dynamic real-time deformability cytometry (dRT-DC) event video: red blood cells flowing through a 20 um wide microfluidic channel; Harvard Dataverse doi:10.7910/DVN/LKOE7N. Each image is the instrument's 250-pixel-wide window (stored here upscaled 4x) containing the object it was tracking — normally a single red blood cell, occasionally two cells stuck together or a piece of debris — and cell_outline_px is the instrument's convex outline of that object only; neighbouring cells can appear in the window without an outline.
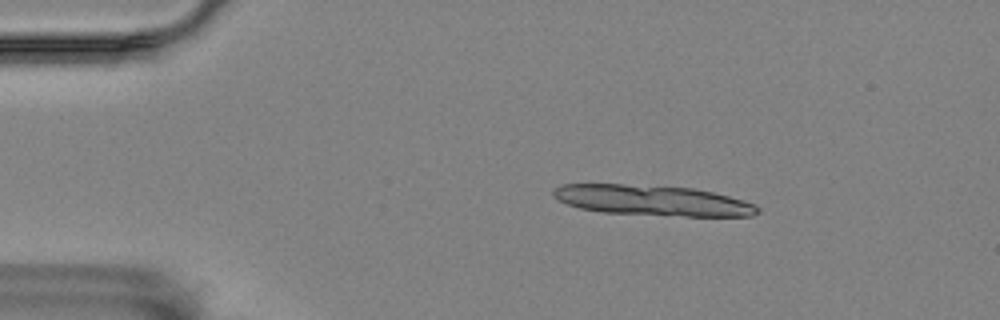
{"species": "Egyptian fruit bat (a non-hibernating species)", "species_latin": "Rousettus aegyptiacus", "temperature_condition": "room temperature", "stored_images_in_passage": 15, "camera_frame_rate_fps": 3000, "um_per_image_px": 0.085, "animal": {"sex": "female"}, "frame": {"image": 1, "passage_image": 9, "time_ms": 2.667, "image_size_px": [1000, 320], "cell_outline_px": [[760, 212], [752, 216], [684, 216], [604, 212], [580, 208], [568, 204], [552, 196], [552, 192], [560, 184], [624, 184], [692, 188], [712, 192], [744, 200], [756, 204], [760, 208]], "centroid_in_image_um": [55.5, 17.03], "position_along_channel_um": 29.5, "area_um2": 36.01}}